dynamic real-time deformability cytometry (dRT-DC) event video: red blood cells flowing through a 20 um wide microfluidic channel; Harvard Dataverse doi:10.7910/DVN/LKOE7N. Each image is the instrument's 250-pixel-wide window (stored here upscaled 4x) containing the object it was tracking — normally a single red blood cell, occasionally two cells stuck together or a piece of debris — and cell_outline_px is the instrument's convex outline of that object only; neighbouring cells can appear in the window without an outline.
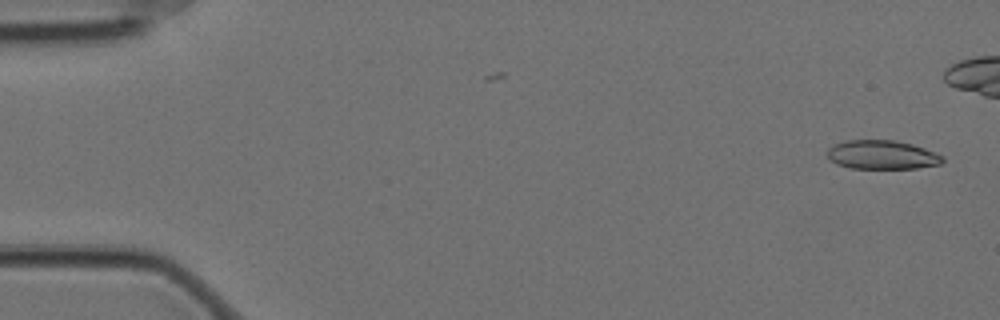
{"species": "Egyptian fruit bat (a non-hibernating species)", "species_latin": "Rousettus aegyptiacus", "temperature_condition": "cold", "stored_images_in_passage": 46, "camera_frame_rate_fps": 3000, "um_per_image_px": 0.085, "animal": {"sex": "female"}, "frame": {"image": 1, "passage_image": 1, "time_ms": 0.0, "image_size_px": [1000, 320], "cell_outline_px": [[944, 160], [940, 164], [916, 168], [852, 168], [836, 164], [828, 156], [828, 148], [832, 144], [844, 140], [896, 140], [912, 144], [936, 152], [944, 156]], "centroid_in_image_um": [74.98, 13.14], "position_along_channel_um": 10.0, "area_um2": 19.48}}
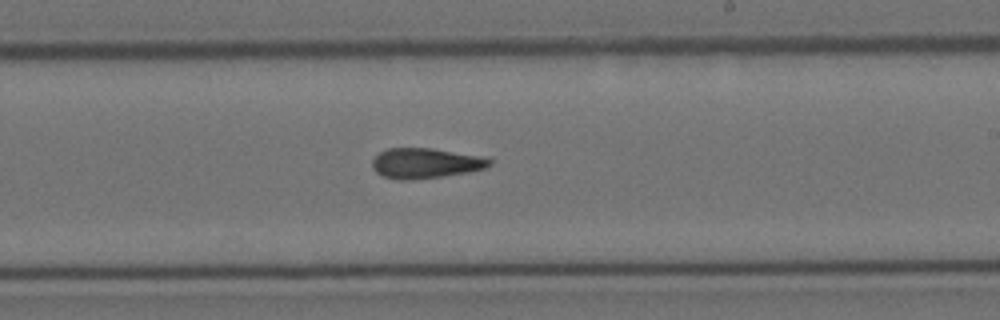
{"frame": {"image": 2, "passage_image": 33, "time_ms": 10.667, "image_size_px": [1000, 320], "cell_outline_px": [[492, 164], [488, 168], [468, 172], [412, 180], [400, 180], [384, 176], [376, 172], [372, 168], [372, 160], [380, 152], [388, 148], [432, 148], [492, 156]], "centroid_in_image_um": [36.27, 13.85], "position_along_channel_um": 252.7, "area_um2": 21.1}}
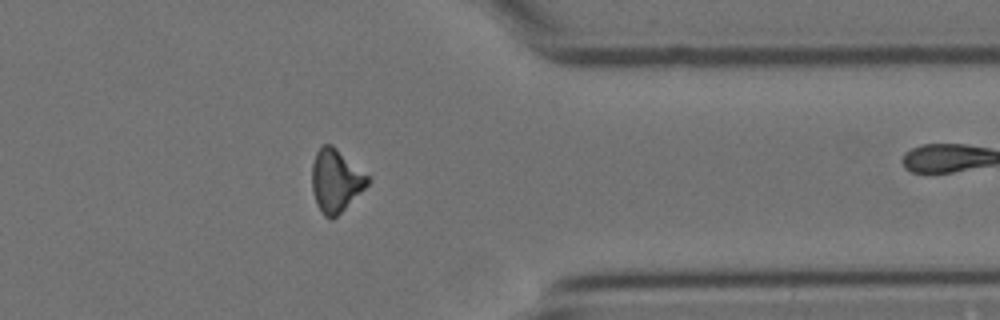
{"frame": {"image": 3, "passage_image": 45, "time_ms": 14.667, "image_size_px": [1000, 320], "cell_outline_px": [[372, 176], [368, 184], [332, 220], [324, 216], [316, 204], [312, 192], [312, 164], [316, 152], [324, 144], [332, 144]], "centroid_in_image_um": [28.55, 15.32], "position_along_channel_um": 382.8, "area_um2": 20.52}}